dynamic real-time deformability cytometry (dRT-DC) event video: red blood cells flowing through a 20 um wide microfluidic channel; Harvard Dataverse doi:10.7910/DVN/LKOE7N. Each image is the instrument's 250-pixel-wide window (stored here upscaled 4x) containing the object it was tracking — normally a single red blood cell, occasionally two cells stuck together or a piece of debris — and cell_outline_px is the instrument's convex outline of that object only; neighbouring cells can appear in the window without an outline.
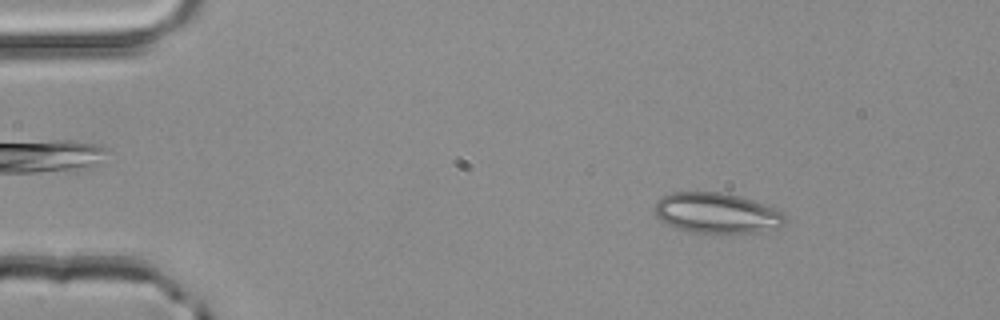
{"species": "common noctule bat (a hibernating species)", "species_latin": "Nyctalus noctula", "temperature_condition": "room temperature", "stored_images_in_passage": 30, "camera_frame_rate_fps": 3000, "um_per_image_px": 0.085, "animal": {"sex": "male", "body_mass_g": 20.4}, "frame": {"image": 1, "passage_image": 2, "time_ms": 0.333, "image_size_px": [1000, 320], "cell_outline_px": [[788, 220], [784, 224], [760, 232], [688, 232], [676, 228], [660, 220], [656, 216], [652, 208], [656, 200], [660, 196], [672, 192], [720, 192], [740, 196], [752, 200], [784, 212]], "centroid_in_image_um": [60.87, 18.09], "position_along_channel_um": 24.1, "area_um2": 30.81}}
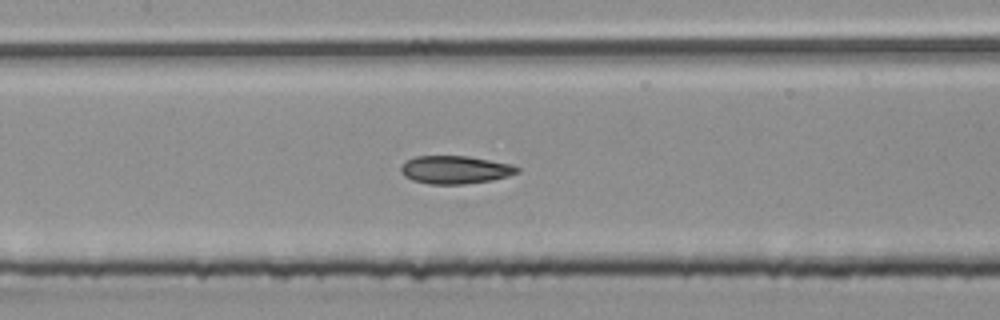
{"frame": {"image": 2, "passage_image": 19, "time_ms": 6.0, "image_size_px": [1000, 320], "cell_outline_px": [[520, 172], [508, 176], [492, 180], [464, 184], [428, 184], [412, 180], [404, 176], [400, 172], [400, 168], [404, 160], [416, 156], [468, 156], [512, 164], [520, 168]], "centroid_in_image_um": [38.67, 14.42], "position_along_channel_um": 168.7, "area_um2": 19.19}}
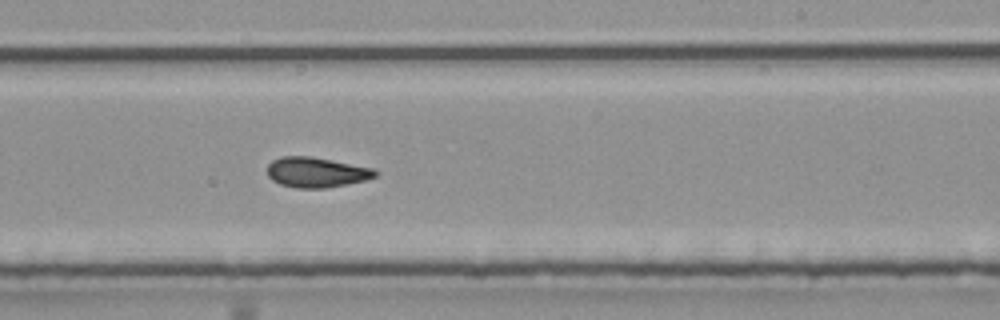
{"frame": {"image": 3, "passage_image": 26, "time_ms": 8.333, "image_size_px": [1000, 320], "cell_outline_px": [[380, 172], [376, 176], [364, 180], [324, 188], [296, 188], [280, 184], [272, 180], [268, 176], [268, 164], [272, 160], [280, 156], [312, 156], [372, 168]], "centroid_in_image_um": [26.86, 14.63], "position_along_channel_um": 262.1, "area_um2": 18.9}}